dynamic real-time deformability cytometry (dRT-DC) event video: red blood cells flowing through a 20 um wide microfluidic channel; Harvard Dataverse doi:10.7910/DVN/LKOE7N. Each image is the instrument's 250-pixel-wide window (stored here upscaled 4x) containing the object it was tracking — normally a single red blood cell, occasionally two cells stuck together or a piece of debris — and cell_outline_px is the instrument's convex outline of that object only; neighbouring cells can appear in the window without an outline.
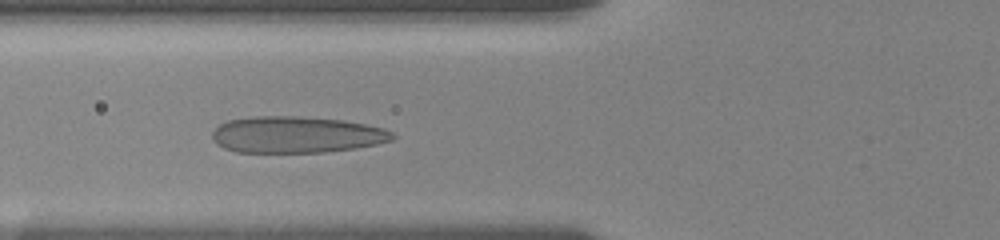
{"species": "human", "species_latin": "Homo sapiens", "temperature_condition": "room temperature", "stored_images_in_passage": 45, "camera_frame_rate_fps": 3000, "um_per_image_px": 0.085, "donor": {"sex": "female"}, "frame": {"image": 1, "passage_image": 18, "time_ms": 5.667, "image_size_px": [1000, 240], "cell_outline_px": [[396, 136], [392, 140], [376, 144], [352, 148], [324, 152], [236, 152], [224, 148], [216, 144], [212, 140], [212, 132], [220, 124], [228, 120], [256, 116], [296, 116], [340, 120], [364, 124], [384, 128], [392, 132]], "centroid_in_image_um": [25.16, 11.45], "position_along_channel_um": 100.6, "area_um2": 38.15}}
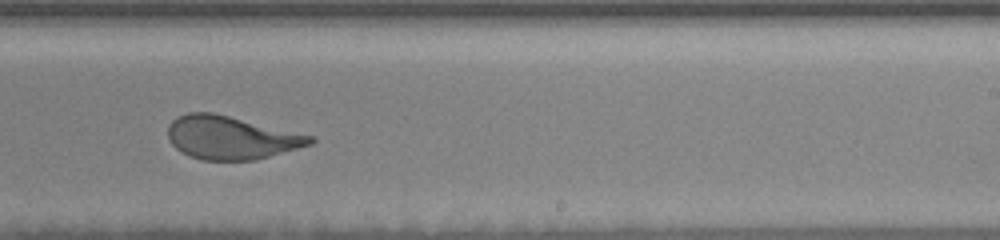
{"frame": {"image": 2, "passage_image": 32, "time_ms": 10.333, "image_size_px": [1000, 240], "cell_outline_px": [[316, 140], [312, 144], [256, 160], [204, 160], [192, 156], [176, 148], [172, 144], [168, 136], [168, 124], [176, 116], [188, 112], [212, 112], [312, 136]], "centroid_in_image_um": [19.61, 11.69], "position_along_channel_um": 269.4, "area_um2": 35.43}}
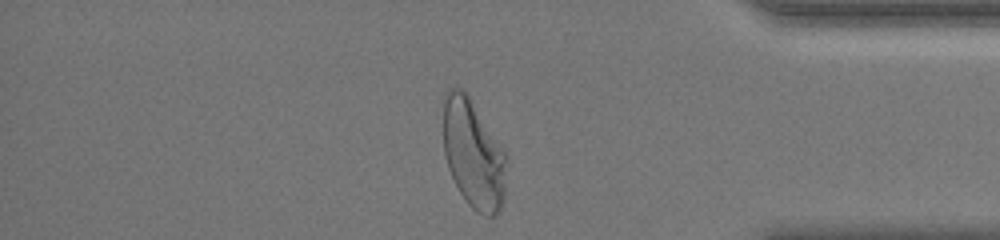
{"frame": {"image": 3, "passage_image": 44, "time_ms": 14.333, "image_size_px": [1000, 240], "cell_outline_px": [[508, 156], [504, 200], [500, 208], [492, 216], [484, 216], [476, 212], [468, 204], [460, 192], [448, 168], [444, 156], [444, 92], [448, 88], [460, 88], [468, 96]], "centroid_in_image_um": [40.25, 13.13], "position_along_channel_um": 395.0, "area_um2": 39.94}, "authors_computed_cell_mechanics": {"area_um2": 38.2636, "velocity_mm_per_s": 3.6109, "shape_relaxation_time_tau1_ms": 4.995, "shape_relaxation_time_tau2_ms": null, "deformation_change_tau1": 0.1872, "deformation_change_tau2": null}}